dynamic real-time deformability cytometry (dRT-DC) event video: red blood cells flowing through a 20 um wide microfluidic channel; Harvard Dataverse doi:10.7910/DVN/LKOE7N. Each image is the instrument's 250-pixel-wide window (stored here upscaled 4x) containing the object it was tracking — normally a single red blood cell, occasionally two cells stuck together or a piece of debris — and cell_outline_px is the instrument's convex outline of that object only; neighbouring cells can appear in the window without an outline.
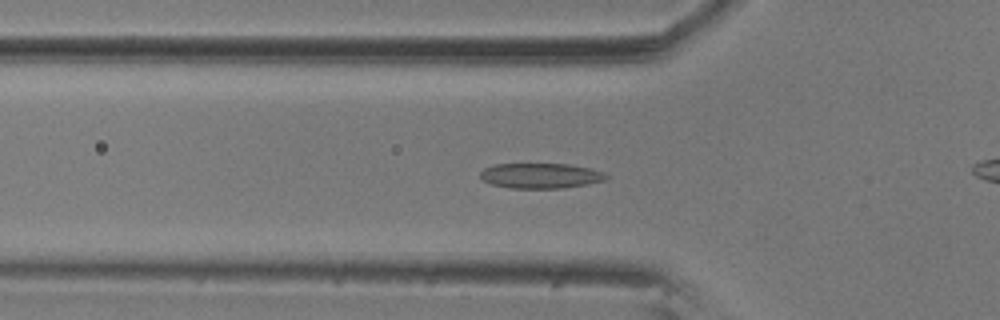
{"species": "common noctule bat (a hibernating species)", "species_latin": "Nyctalus noctula", "temperature_condition": "room temperature", "stored_images_in_passage": 44, "camera_frame_rate_fps": 3000, "um_per_image_px": 0.085, "animal": {"sex": "male", "body_mass_g": 20.5, "forearm_length_mm": 52.5}, "frame": {"image": 1, "passage_image": 19, "time_ms": 6.0, "image_size_px": [1000, 320], "cell_outline_px": [[608, 180], [588, 184], [564, 188], [508, 188], [492, 184], [484, 180], [480, 176], [480, 172], [484, 168], [496, 164], [568, 164], [592, 168], [604, 172], [608, 176]], "centroid_in_image_um": [46.0, 14.94], "position_along_channel_um": 79.8, "area_um2": 18.61}}
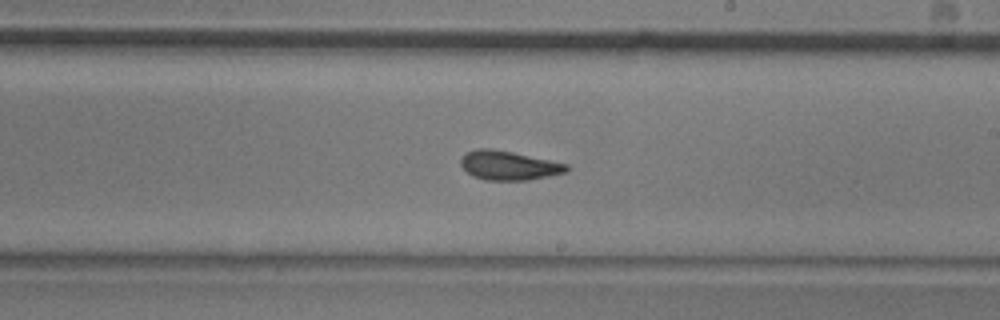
{"frame": {"image": 2, "passage_image": 33, "time_ms": 10.667, "image_size_px": [1000, 320], "cell_outline_px": [[568, 172], [528, 180], [484, 180], [472, 176], [460, 164], [460, 160], [464, 152], [476, 148], [492, 148], [512, 152], [568, 164]], "centroid_in_image_um": [43.2, 14.06], "position_along_channel_um": 245.8, "area_um2": 18.03}}
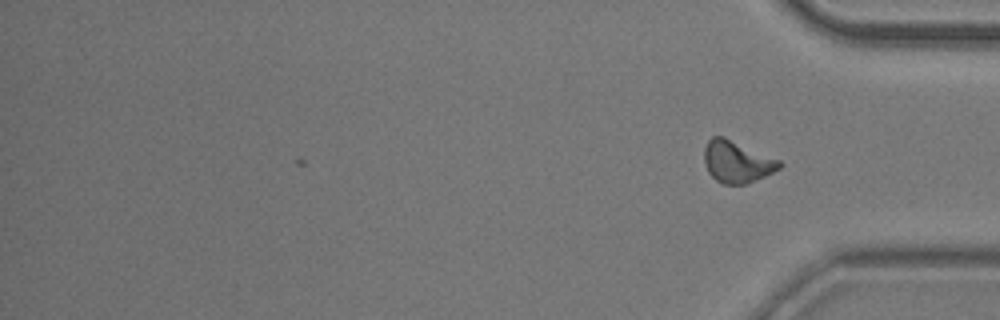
{"frame": {"image": 3, "passage_image": 44, "time_ms": 14.333, "image_size_px": [1000, 320], "cell_outline_px": [[784, 164], [780, 168], [764, 176], [744, 184], [724, 184], [716, 180], [708, 172], [704, 164], [704, 148], [708, 140], [712, 136], [724, 136], [780, 160]], "centroid_in_image_um": [62.62, 13.73], "position_along_channel_um": 372.6, "area_um2": 18.32}, "authors_computed_cell_mechanics": {"area_um2": 18.2648, "velocity_mm_per_s": 3.533, "shape_relaxation_time_tau1_ms": 9.7176, "shape_relaxation_time_tau2_ms": 2.1273, "deformation_change_tau1": 0.2007, "deformation_change_tau2": 0.0829}}